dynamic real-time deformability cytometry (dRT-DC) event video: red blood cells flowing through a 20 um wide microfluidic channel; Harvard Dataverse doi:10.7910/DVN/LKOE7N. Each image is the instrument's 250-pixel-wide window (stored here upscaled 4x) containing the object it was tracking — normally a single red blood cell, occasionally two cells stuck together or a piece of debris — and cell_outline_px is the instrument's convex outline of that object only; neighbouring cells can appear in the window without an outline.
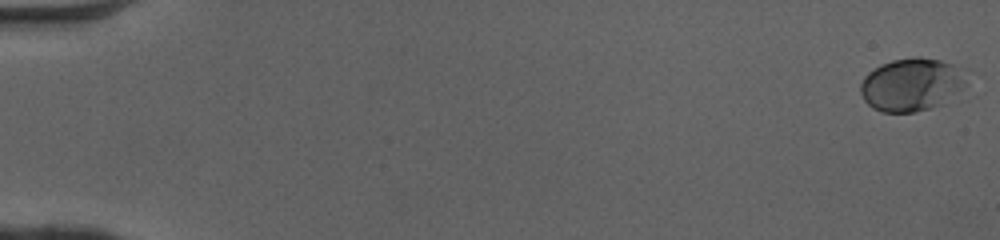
{"species": "human", "species_latin": "Homo sapiens", "temperature_condition": "cold", "stored_images_in_passage": 51, "camera_frame_rate_fps": 3000, "um_per_image_px": 0.085, "donor": {"sex": "female"}, "frame": {"image": 1, "passage_image": 1, "time_ms": 0.0, "image_size_px": [1000, 240], "cell_outline_px": [[976, 96], [932, 108], [912, 112], [880, 112], [872, 108], [864, 100], [860, 92], [860, 84], [864, 76], [868, 72], [880, 64], [892, 60], [916, 56], [920, 56], [940, 60], [968, 68], [976, 92]], "centroid_in_image_um": [77.83, 7.21], "position_along_channel_um": 7.2, "area_um2": 36.01}}
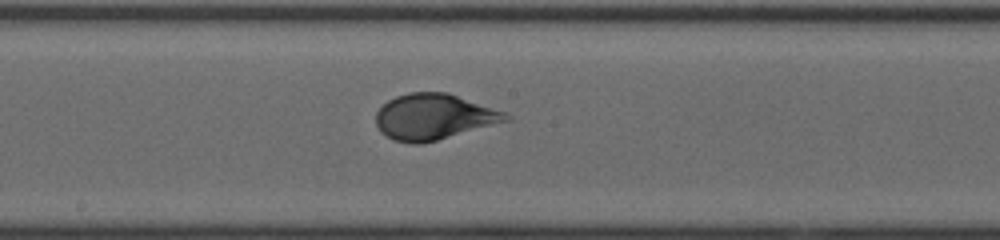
{"frame": {"image": 2, "passage_image": 29, "time_ms": 9.333, "image_size_px": [1000, 240], "cell_outline_px": [[512, 120], [436, 140], [420, 144], [412, 144], [392, 140], [380, 132], [376, 124], [376, 112], [388, 100], [396, 96], [408, 92], [448, 92], [504, 112], [512, 116]], "centroid_in_image_um": [36.86, 9.93], "position_along_channel_um": 211.3, "area_um2": 34.68}}
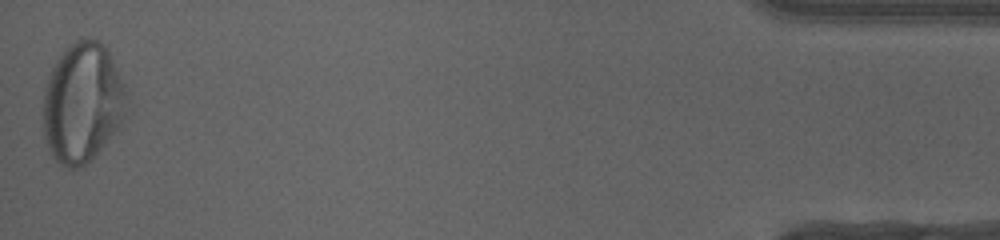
{"frame": {"image": 3, "passage_image": 51, "time_ms": 16.667, "image_size_px": [1000, 240], "cell_outline_px": [[132, 112], [120, 128], [84, 164], [76, 168], [68, 168], [60, 164], [52, 156], [44, 136], [44, 92], [48, 76], [56, 60], [76, 40], [84, 36], [100, 40], [104, 44], [124, 84], [128, 96]], "centroid_in_image_um": [7.07, 8.72], "position_along_channel_um": 428.1, "area_um2": 58.72}, "authors_computed_cell_mechanics": {"area_um2": 34.391, "velocity_mm_per_s": 4.0897, "shape_relaxation_time_tau1_ms": 3.2544, "shape_relaxation_time_tau2_ms": null, "deformation_change_tau1": 0.155, "deformation_change_tau2": null}}